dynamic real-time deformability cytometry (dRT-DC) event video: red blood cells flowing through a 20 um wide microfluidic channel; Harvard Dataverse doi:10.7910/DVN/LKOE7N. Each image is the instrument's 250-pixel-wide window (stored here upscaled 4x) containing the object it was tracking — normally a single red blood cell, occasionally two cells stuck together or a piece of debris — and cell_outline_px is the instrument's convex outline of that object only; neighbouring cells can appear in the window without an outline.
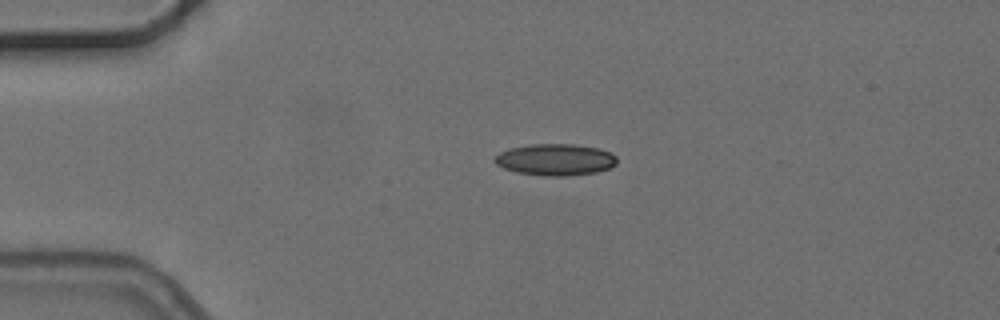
{"species": "common noctule bat (a hibernating species)", "species_latin": "Nyctalus noctula", "temperature_condition": "cold", "stored_images_in_passage": 2, "camera_frame_rate_fps": 3000, "um_per_image_px": 0.085, "animal": {"sex": "female", "body_mass_g": 24.6, "forearm_length_mm": 56.2}, "frame": {"image": 1, "passage_image": 1, "time_ms": 0.0, "image_size_px": [1000, 320], "cell_outline_px": [[616, 164], [608, 168], [596, 172], [568, 176], [544, 176], [516, 172], [504, 168], [496, 164], [492, 160], [500, 152], [508, 148], [532, 144], [572, 144], [600, 148], [612, 152], [616, 156]], "centroid_in_image_um": [47.2, 13.56], "position_along_channel_um": 37.8, "area_um2": 22.66}}